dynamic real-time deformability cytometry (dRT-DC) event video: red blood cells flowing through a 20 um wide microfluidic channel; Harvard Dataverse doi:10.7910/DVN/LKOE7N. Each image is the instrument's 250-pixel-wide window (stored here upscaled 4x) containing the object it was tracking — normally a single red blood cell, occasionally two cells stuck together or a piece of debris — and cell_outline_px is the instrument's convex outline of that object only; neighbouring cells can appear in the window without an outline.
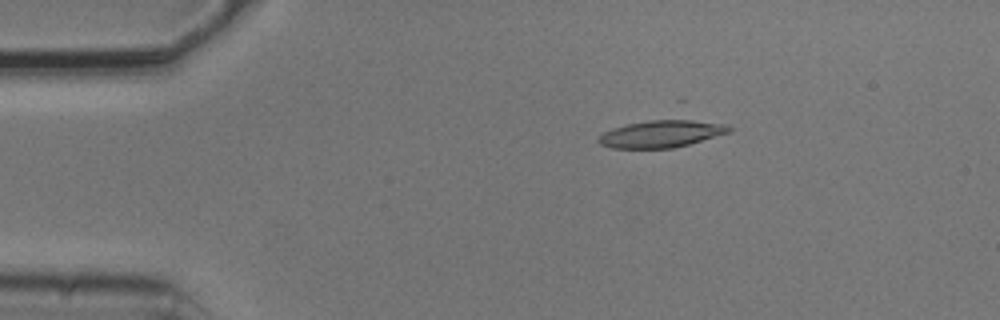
{"species": "common noctule bat (a hibernating species)", "species_latin": "Nyctalus noctula", "temperature_condition": "cold", "stored_images_in_passage": 4, "camera_frame_rate_fps": 3000, "um_per_image_px": 0.085, "animal": {"sex": "male", "body_mass_g": 20.5, "forearm_length_mm": 52.5}, "frame": {"image": 1, "passage_image": 1, "time_ms": 0.0, "image_size_px": [1000, 320], "cell_outline_px": [[732, 132], [688, 144], [672, 148], [612, 148], [600, 144], [596, 140], [604, 132], [612, 128], [628, 124], [648, 120], [676, 116], [684, 116], [724, 124], [732, 128]], "centroid_in_image_um": [56.3, 11.32], "position_along_channel_um": 28.7, "area_um2": 21.56}}